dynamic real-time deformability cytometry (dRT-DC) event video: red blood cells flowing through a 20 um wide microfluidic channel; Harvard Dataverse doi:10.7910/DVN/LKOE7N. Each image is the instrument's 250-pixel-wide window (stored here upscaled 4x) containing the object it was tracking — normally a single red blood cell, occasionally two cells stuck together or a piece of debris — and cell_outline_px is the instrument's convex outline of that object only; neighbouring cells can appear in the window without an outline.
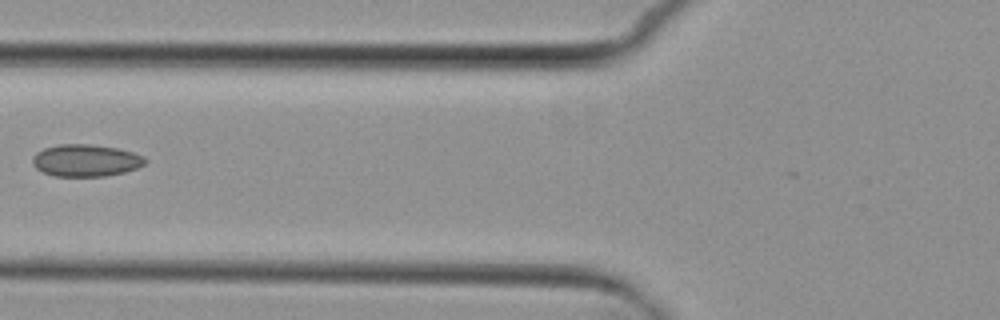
{"species": "common noctule bat (a hibernating species)", "species_latin": "Nyctalus noctula", "temperature_condition": "cold", "stored_images_in_passage": 5, "camera_frame_rate_fps": 3000, "um_per_image_px": 0.085, "animal": {"sex": "female", "body_mass_g": 29.2, "forearm_length_mm": 56.3}, "frame": {"image": 1, "passage_image": 5, "time_ms": 5.0, "image_size_px": [1000, 320], "cell_outline_px": [[148, 160], [144, 164], [136, 168], [124, 172], [104, 176], [52, 176], [36, 168], [32, 164], [32, 156], [36, 152], [44, 148], [60, 144], [88, 144], [116, 148], [132, 152], [144, 156]], "centroid_in_image_um": [7.27, 13.64], "position_along_channel_um": 118.5, "area_um2": 21.04}}